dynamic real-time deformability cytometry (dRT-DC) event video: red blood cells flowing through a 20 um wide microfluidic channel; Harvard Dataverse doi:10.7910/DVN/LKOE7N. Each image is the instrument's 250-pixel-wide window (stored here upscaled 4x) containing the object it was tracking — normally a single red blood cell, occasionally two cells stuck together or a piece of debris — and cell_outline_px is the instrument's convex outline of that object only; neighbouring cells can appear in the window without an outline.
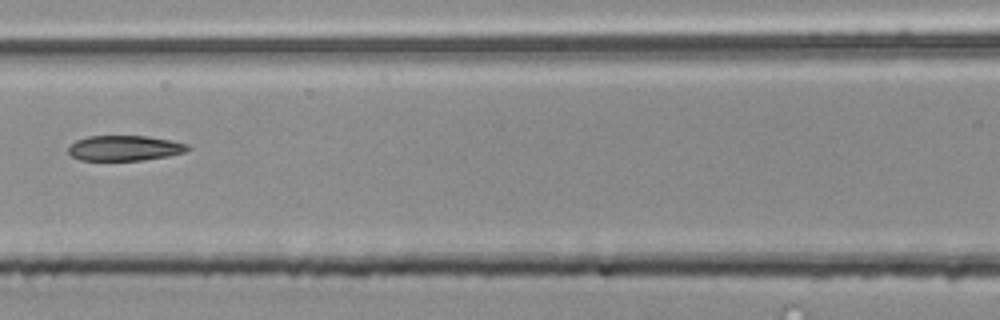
{"species": "common noctule bat (a hibernating species)", "species_latin": "Nyctalus noctula", "temperature_condition": "room temperature", "stored_images_in_passage": 7, "segment_of_instrument_passage": [2, 2], "camera_frame_rate_fps": 3000, "um_per_image_px": 0.085, "animal": {"sex": "male", "body_mass_g": 20.4}, "frame": {"image": 1, "passage_image": 7, "time_ms": 2.0, "image_size_px": [1000, 320], "cell_outline_px": [[192, 148], [184, 152], [168, 156], [144, 160], [80, 160], [72, 156], [68, 152], [68, 148], [76, 140], [88, 136], [148, 136], [172, 140], [188, 144]], "centroid_in_image_um": [10.62, 12.58], "position_along_channel_um": 156.0, "area_um2": 17.63}}